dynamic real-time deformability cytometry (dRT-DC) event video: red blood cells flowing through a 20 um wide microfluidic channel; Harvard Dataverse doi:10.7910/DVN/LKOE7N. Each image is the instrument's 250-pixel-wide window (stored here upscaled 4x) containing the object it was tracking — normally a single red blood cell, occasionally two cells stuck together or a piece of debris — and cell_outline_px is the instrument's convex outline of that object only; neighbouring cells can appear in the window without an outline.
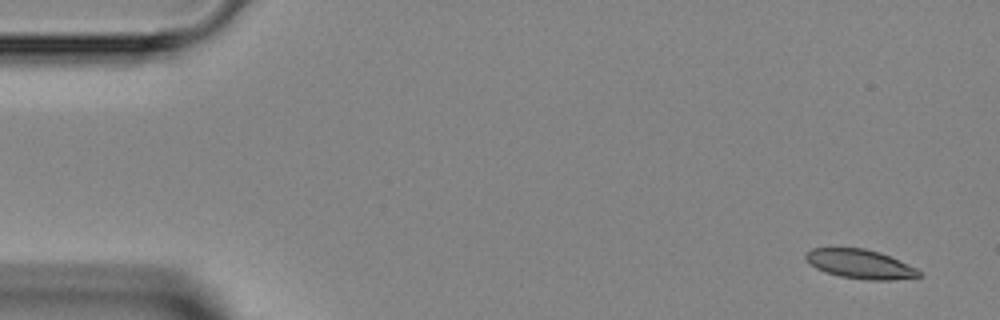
{"species": "Egyptian fruit bat (a non-hibernating species)", "species_latin": "Rousettus aegyptiacus", "temperature_condition": "room temperature", "stored_images_in_passage": 5, "segment_of_instrument_passage": [1, 2], "camera_frame_rate_fps": 3000, "um_per_image_px": 0.085, "animal": {"sex": "female"}, "frame": {"image": 1, "passage_image": 1, "time_ms": 0.0, "image_size_px": [1000, 320], "cell_outline_px": [[924, 276], [892, 280], [868, 280], [840, 276], [816, 268], [804, 256], [812, 248], [864, 248], [880, 252], [916, 268]], "centroid_in_image_um": [73.15, 22.44], "position_along_channel_um": 11.8, "area_um2": 18.96}}